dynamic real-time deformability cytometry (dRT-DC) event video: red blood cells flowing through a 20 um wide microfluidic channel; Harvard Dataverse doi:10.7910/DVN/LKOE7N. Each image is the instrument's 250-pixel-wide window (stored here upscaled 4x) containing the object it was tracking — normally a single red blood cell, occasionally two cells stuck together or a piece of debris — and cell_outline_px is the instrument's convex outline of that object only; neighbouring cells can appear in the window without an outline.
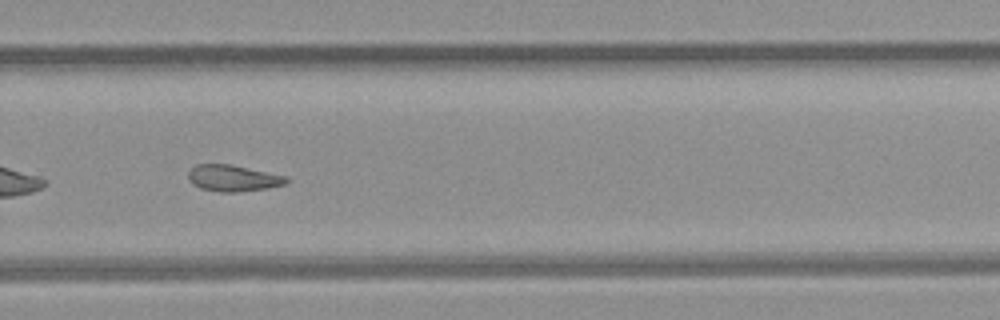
{"species": "common noctule bat (a hibernating species)", "species_latin": "Nyctalus noctula", "temperature_condition": "room temperature", "stored_images_in_passage": 42, "camera_frame_rate_fps": 3000, "um_per_image_px": 0.085, "animal": {"sex": "female", "body_mass_g": 21.9}, "frame": {"image": 1, "passage_image": 24, "time_ms": 7.667, "image_size_px": [1000, 320], "cell_outline_px": [[288, 184], [268, 188], [236, 192], [220, 192], [200, 188], [192, 184], [188, 180], [188, 172], [196, 164], [232, 164], [288, 176]], "centroid_in_image_um": [19.83, 15.14], "position_along_channel_um": 310.0, "area_um2": 15.32}}